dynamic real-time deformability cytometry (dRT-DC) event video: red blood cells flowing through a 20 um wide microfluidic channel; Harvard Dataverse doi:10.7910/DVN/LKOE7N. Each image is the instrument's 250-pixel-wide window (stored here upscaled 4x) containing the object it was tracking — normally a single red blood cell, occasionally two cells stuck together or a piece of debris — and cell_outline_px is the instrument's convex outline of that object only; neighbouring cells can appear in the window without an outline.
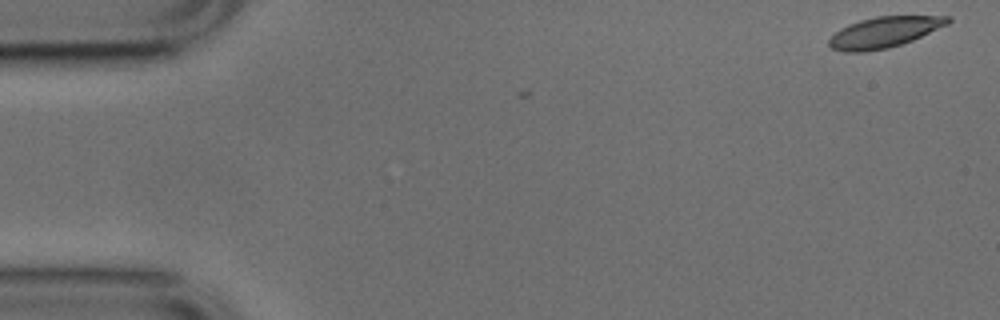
{"species": "common noctule bat (a hibernating species)", "species_latin": "Nyctalus noctula", "temperature_condition": "cold", "stored_images_in_passage": 2, "camera_frame_rate_fps": 3000, "um_per_image_px": 0.085, "animal": {"sex": "male", "body_mass_g": 17.9, "forearm_length_mm": 54.2}, "frame": {"image": 1, "passage_image": 1, "time_ms": 0.0, "image_size_px": [1000, 320], "cell_outline_px": [[952, 20], [948, 24], [912, 40], [888, 48], [864, 52], [844, 52], [832, 48], [828, 44], [828, 40], [840, 28], [848, 24], [860, 20], [876, 16], [952, 16]], "centroid_in_image_um": [75.14, 2.73], "position_along_channel_um": 9.9, "area_um2": 21.21}}